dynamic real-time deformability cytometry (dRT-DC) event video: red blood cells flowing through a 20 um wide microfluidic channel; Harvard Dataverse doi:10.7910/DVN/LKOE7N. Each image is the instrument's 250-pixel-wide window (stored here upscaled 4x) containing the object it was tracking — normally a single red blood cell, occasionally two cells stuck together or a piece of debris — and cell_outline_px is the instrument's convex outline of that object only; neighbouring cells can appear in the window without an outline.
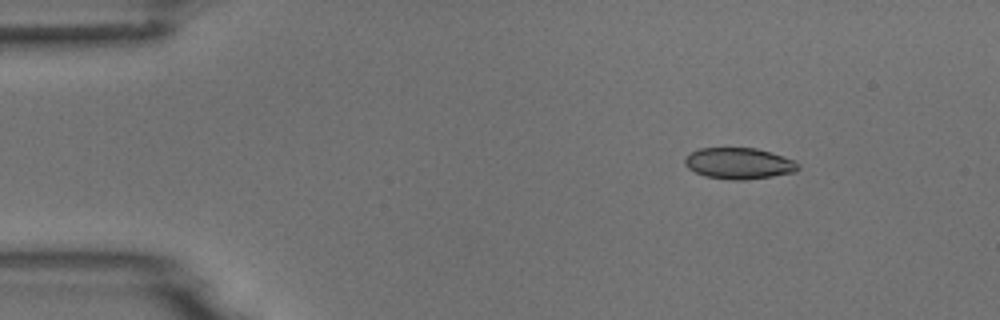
{"species": "common noctule bat (a hibernating species)", "species_latin": "Nyctalus noctula", "temperature_condition": "room temperature", "stored_images_in_passage": 5, "camera_frame_rate_fps": 3000, "um_per_image_px": 0.085, "animal": {"sex": "male", "body_mass_g": 18.8}, "frame": {"image": 1, "passage_image": 2, "time_ms": 1.333, "image_size_px": [1000, 320], "cell_outline_px": [[800, 168], [796, 172], [772, 176], [744, 180], [732, 180], [704, 176], [688, 168], [684, 164], [684, 156], [700, 148], [756, 148], [772, 152], [796, 160], [800, 164]], "centroid_in_image_um": [62.84, 13.89], "position_along_channel_um": 22.2, "area_um2": 20.87}}